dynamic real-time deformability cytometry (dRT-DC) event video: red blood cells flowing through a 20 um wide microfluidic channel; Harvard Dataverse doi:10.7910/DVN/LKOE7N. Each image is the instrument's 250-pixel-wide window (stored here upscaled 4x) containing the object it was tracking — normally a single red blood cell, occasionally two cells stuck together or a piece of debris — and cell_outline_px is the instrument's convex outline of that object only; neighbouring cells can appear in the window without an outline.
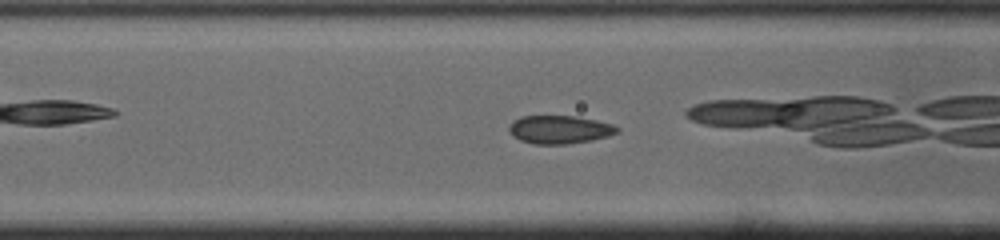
{"species": "common noctule bat (a hibernating species)", "species_latin": "Nyctalus noctula", "temperature_condition": "cold", "stored_images_in_passage": 39, "camera_frame_rate_fps": 3000, "um_per_image_px": 0.085, "animal": {"sex": "male", "body_mass_g": 19.0, "forearm_length_mm": 50.8}, "frame": {"image": 1, "passage_image": 6, "time_ms": 1.667, "image_size_px": [1000, 240], "cell_outline_px": [[620, 132], [608, 136], [592, 140], [568, 144], [532, 144], [520, 140], [512, 136], [508, 128], [512, 120], [520, 116], [576, 116], [596, 120], [612, 124], [620, 128]], "centroid_in_image_um": [47.56, 11.01], "position_along_channel_um": 119.0, "area_um2": 17.98}, "authors_computed_cell_mechanics": {"area_um2": 17.6868, "velocity_mm_per_s": 3.9102, "shape_relaxation_time_tau1_ms": null, "shape_relaxation_time_tau2_ms": 1.7985, "deformation_change_tau1": null, "deformation_change_tau2": 0.0354}}